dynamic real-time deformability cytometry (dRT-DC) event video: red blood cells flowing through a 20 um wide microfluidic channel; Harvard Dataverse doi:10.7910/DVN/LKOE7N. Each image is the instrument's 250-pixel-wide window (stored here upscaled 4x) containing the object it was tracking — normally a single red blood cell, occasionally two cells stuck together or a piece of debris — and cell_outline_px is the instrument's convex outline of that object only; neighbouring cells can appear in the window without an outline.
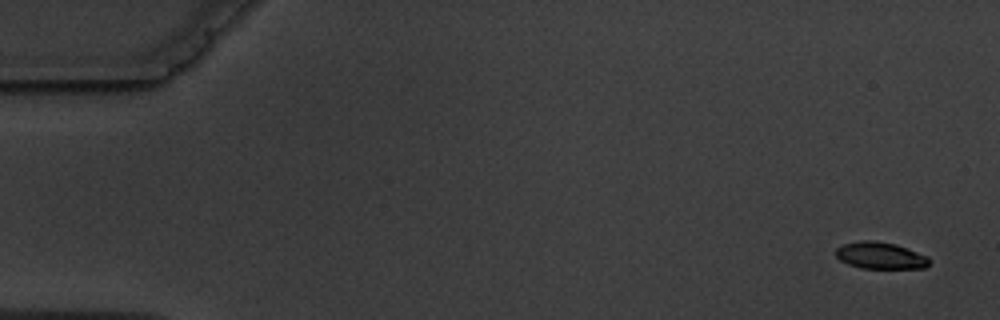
{"species": "common noctule bat (a hibernating species)", "species_latin": "Nyctalus noctula", "temperature_condition": "warm", "stored_images_in_passage": 5, "camera_frame_rate_fps": 3000, "um_per_image_px": 0.085, "animal": {"sex": "male", "body_mass_g": 19.5, "forearm_length_mm": 54.6}, "frame": {"image": 1, "passage_image": 1, "time_ms": 0.0, "image_size_px": [1000, 320], "cell_outline_px": [[928, 264], [924, 268], [860, 268], [848, 264], [840, 260], [836, 256], [836, 248], [844, 244], [860, 240], [872, 240], [896, 244], [928, 256]], "centroid_in_image_um": [74.81, 21.71], "position_along_channel_um": 10.2, "area_um2": 14.51}}
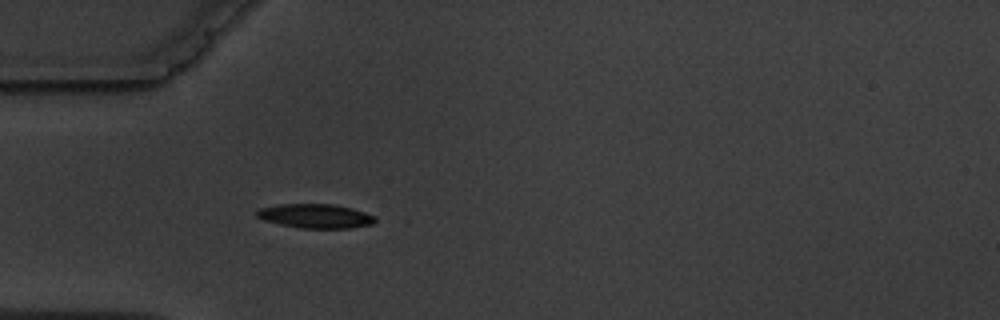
{"frame": {"image": 2, "passage_image": 5, "time_ms": 5.0, "image_size_px": [1000, 320], "cell_outline_px": [[376, 220], [372, 224], [348, 228], [300, 228], [280, 224], [264, 220], [256, 216], [256, 212], [260, 208], [280, 204], [332, 204], [352, 208], [376, 216]], "centroid_in_image_um": [26.82, 18.36], "position_along_channel_um": 58.2, "area_um2": 16.59}}